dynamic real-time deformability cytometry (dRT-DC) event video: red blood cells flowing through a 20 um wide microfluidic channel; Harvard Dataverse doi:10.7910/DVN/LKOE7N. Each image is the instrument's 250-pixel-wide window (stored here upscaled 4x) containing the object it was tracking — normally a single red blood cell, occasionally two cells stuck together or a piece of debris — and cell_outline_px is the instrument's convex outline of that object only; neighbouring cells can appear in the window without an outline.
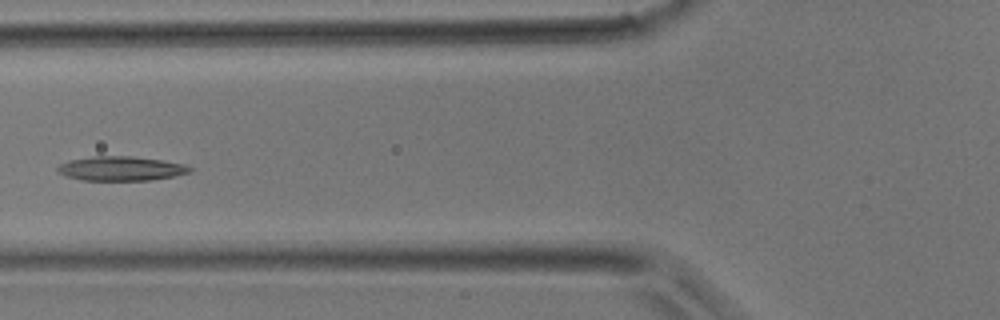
{"species": "common noctule bat (a hibernating species)", "species_latin": "Nyctalus noctula", "temperature_condition": "room temperature", "stored_images_in_passage": 5, "camera_frame_rate_fps": 3000, "um_per_image_px": 0.085, "animal": {"sex": "male", "body_mass_g": 17.9}, "frame": {"image": 1, "passage_image": 5, "time_ms": 4.667, "image_size_px": [1000, 320], "cell_outline_px": [[196, 168], [192, 172], [152, 180], [84, 180], [68, 176], [56, 172], [56, 168], [60, 164], [72, 160], [92, 156], [132, 156], [160, 160], [184, 164]], "centroid_in_image_um": [10.32, 14.32], "position_along_channel_um": 115.5, "area_um2": 18.67}}